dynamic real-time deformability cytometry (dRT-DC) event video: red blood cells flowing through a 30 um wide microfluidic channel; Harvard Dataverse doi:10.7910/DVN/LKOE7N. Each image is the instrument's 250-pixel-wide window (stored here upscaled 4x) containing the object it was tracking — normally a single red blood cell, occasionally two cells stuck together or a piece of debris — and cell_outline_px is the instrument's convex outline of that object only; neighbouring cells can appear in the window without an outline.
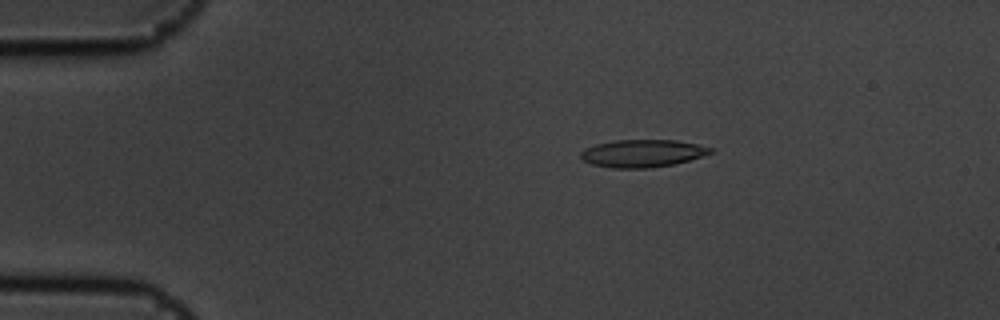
{"species": "common noctule bat (a hibernating species)", "species_latin": "Nyctalus noctula", "temperature_condition": "cold", "stored_images_in_passage": 54, "camera_frame_rate_fps": 3000, "um_per_image_px": 0.085, "animal": {"sex": "male", "body_mass_g": 19.5, "forearm_length_mm": 54.6}, "frame": {"image": 1, "passage_image": 9, "time_ms": 2.667, "image_size_px": [1000, 320], "cell_outline_px": [[712, 152], [688, 160], [672, 164], [648, 168], [612, 168], [592, 164], [584, 160], [580, 156], [580, 152], [584, 148], [596, 144], [616, 140], [676, 140], [696, 144], [712, 148]], "centroid_in_image_um": [54.56, 13.03], "position_along_channel_um": 30.4, "area_um2": 20.58}}
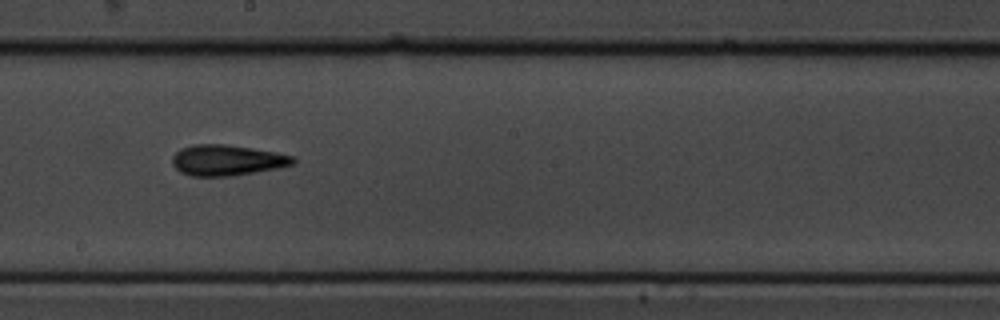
{"frame": {"image": 2, "passage_image": 30, "time_ms": 9.667, "image_size_px": [1000, 320], "cell_outline_px": [[296, 160], [292, 164], [280, 168], [232, 176], [192, 176], [180, 172], [172, 164], [172, 156], [180, 148], [192, 144], [224, 144], [252, 148], [276, 152], [296, 156]], "centroid_in_image_um": [19.3, 13.61], "position_along_channel_um": 228.9, "area_um2": 21.85}}
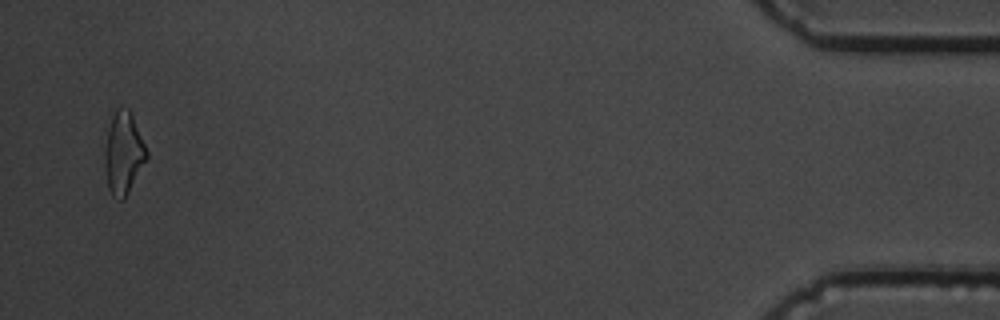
{"frame": {"image": 3, "passage_image": 53, "time_ms": 17.333, "image_size_px": [1000, 320], "cell_outline_px": [[148, 156], [128, 192], [120, 200], [112, 196], [108, 188], [104, 168], [104, 148], [112, 116], [116, 108], [128, 108], [132, 112], [148, 152]], "centroid_in_image_um": [10.48, 12.99], "position_along_channel_um": 424.7, "area_um2": 19.94}, "authors_computed_cell_mechanics": {"area_um2": 20.5768, "velocity_mm_per_s": 3.6116, "shape_relaxation_time_tau1_ms": 4.3679, "shape_relaxation_time_tau2_ms": 3.4556, "deformation_change_tau1": 0.1313, "deformation_change_tau2": 0.1369}}